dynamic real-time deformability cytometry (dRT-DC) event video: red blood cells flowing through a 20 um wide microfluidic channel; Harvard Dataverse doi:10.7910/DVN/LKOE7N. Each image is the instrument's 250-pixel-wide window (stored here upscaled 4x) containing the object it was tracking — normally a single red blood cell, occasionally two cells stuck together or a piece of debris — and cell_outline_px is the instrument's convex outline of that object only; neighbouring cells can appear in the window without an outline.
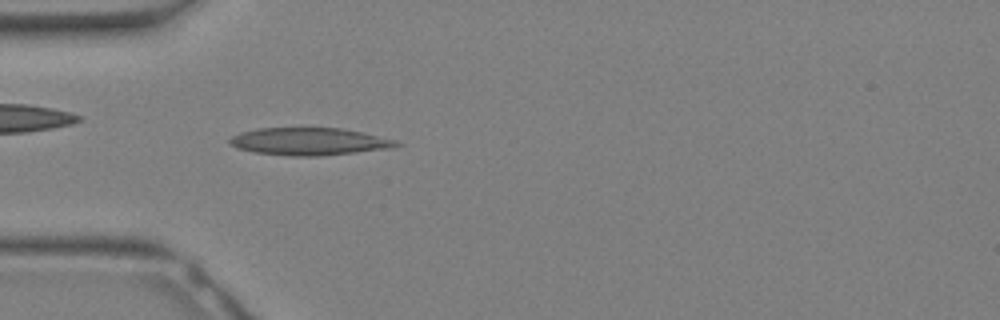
{"species": "Egyptian fruit bat (a non-hibernating species)", "species_latin": "Rousettus aegyptiacus", "temperature_condition": "warm", "stored_images_in_passage": 3, "camera_frame_rate_fps": 3000, "um_per_image_px": 0.085, "animal": {"sex": "female"}, "frame": {"image": 1, "passage_image": 1, "time_ms": 0.0, "image_size_px": [1000, 320], "cell_outline_px": [[404, 144], [392, 148], [320, 156], [288, 156], [252, 152], [236, 148], [228, 144], [228, 140], [232, 136], [240, 132], [256, 128], [340, 128], [360, 132], [396, 140]], "centroid_in_image_um": [26.23, 12.03], "position_along_channel_um": 58.8, "area_um2": 26.82}}
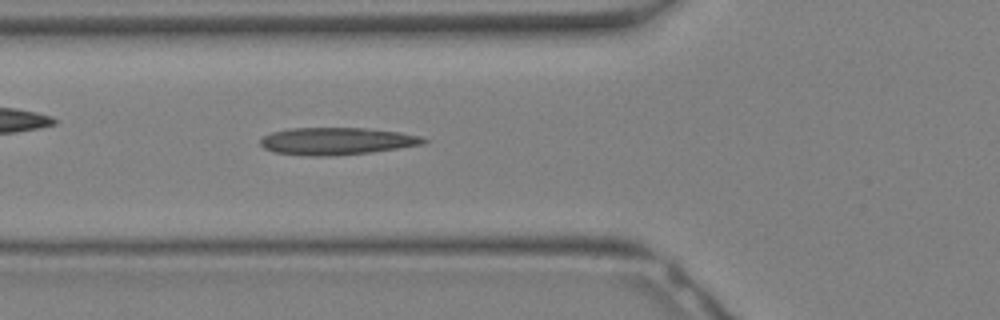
{"frame": {"image": 2, "passage_image": 3, "time_ms": 0.667, "image_size_px": [1000, 320], "cell_outline_px": [[428, 140], [424, 144], [372, 152], [328, 156], [312, 156], [276, 152], [264, 148], [260, 144], [260, 140], [264, 136], [272, 132], [288, 128], [364, 128], [400, 132], [420, 136]], "centroid_in_image_um": [28.62, 11.99], "position_along_channel_um": 97.2, "area_um2": 25.78}}